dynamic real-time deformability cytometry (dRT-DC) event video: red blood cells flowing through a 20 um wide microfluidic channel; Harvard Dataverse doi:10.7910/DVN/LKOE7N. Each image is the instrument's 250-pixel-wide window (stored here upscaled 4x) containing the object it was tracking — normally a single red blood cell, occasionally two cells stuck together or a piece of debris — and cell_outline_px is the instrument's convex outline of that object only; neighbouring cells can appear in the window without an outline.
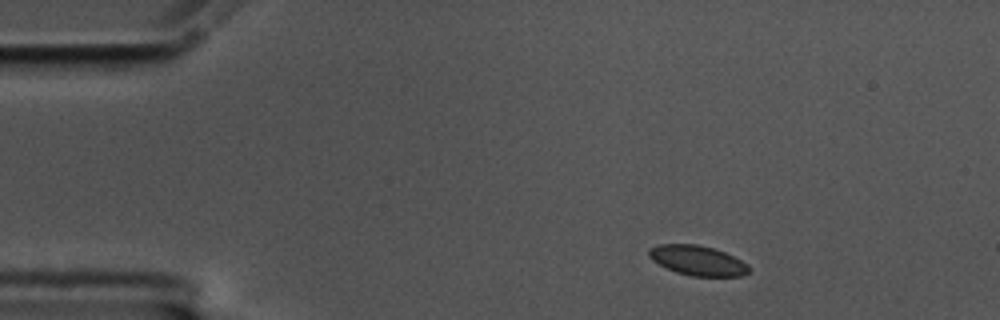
{"species": "common noctule bat (a hibernating species)", "species_latin": "Nyctalus noctula", "temperature_condition": "cold", "stored_images_in_passage": 50, "camera_frame_rate_fps": 3000, "um_per_image_px": 0.085, "animal": {"sex": "male", "body_mass_g": 17.5, "forearm_length_mm": 52.3}, "frame": {"image": 1, "passage_image": 1, "time_ms": 0.0, "image_size_px": [1000, 320], "cell_outline_px": [[752, 268], [744, 276], [692, 276], [676, 272], [652, 260], [648, 256], [648, 248], [660, 244], [696, 244], [712, 248], [724, 252], [748, 264]], "centroid_in_image_um": [59.3, 22.14], "position_along_channel_um": 25.7, "area_um2": 17.34}}
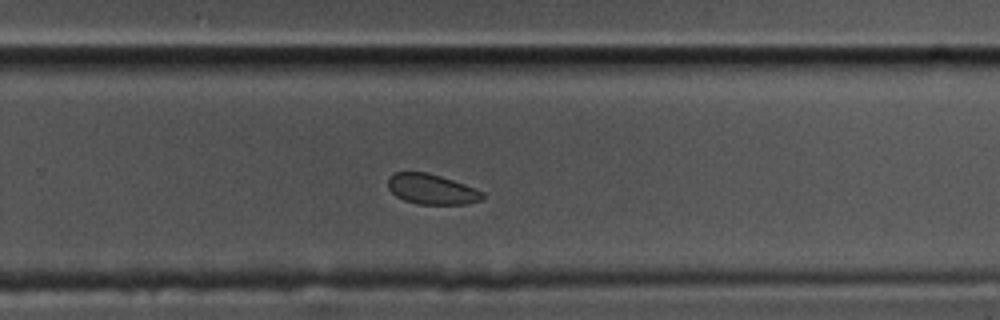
{"frame": {"image": 2, "passage_image": 30, "time_ms": 9.667, "image_size_px": [1000, 320], "cell_outline_px": [[484, 196], [480, 200], [468, 204], [416, 204], [404, 200], [396, 196], [388, 188], [388, 176], [396, 172], [428, 172], [476, 188], [484, 192]], "centroid_in_image_um": [36.68, 16.08], "position_along_channel_um": 293.1, "area_um2": 16.7}}
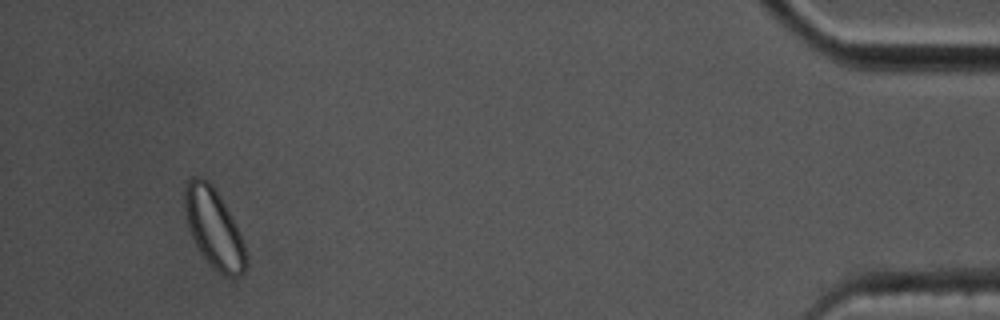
{"frame": {"image": 3, "passage_image": 47, "time_ms": 15.333, "image_size_px": [1000, 320], "cell_outline_px": [[248, 264], [244, 272], [240, 276], [224, 276], [200, 252], [192, 236], [184, 212], [184, 188], [188, 180], [192, 176], [200, 176], [208, 180], [212, 184], [220, 196], [232, 216], [244, 244], [248, 256]], "centroid_in_image_um": [18.19, 19.36], "position_along_channel_um": 417.0, "area_um2": 28.21}}